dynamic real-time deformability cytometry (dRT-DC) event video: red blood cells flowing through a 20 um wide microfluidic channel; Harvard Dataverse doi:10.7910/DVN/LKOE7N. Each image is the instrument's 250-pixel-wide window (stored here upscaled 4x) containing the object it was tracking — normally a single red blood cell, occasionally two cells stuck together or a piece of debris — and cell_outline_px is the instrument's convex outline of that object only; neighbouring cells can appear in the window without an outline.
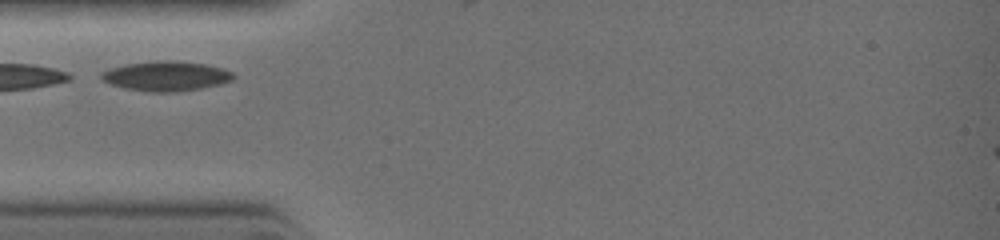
{"species": "common noctule bat (a hibernating species)", "species_latin": "Nyctalus noctula", "temperature_condition": "warm", "stored_images_in_passage": 18, "camera_frame_rate_fps": 3000, "um_per_image_px": 0.085, "animal": {"sex": "female", "body_mass_g": 19.0, "forearm_length_mm": 51.5}, "frame": {"image": 1, "passage_image": 1, "time_ms": 0.0, "image_size_px": [1000, 240], "cell_outline_px": [[236, 76], [232, 80], [200, 88], [168, 92], [152, 92], [128, 88], [112, 84], [104, 80], [100, 76], [100, 72], [112, 68], [128, 64], [156, 60], [168, 60], [204, 64], [224, 68], [232, 72]], "centroid_in_image_um": [14.13, 6.45], "position_along_channel_um": 70.9, "area_um2": 22.37}}
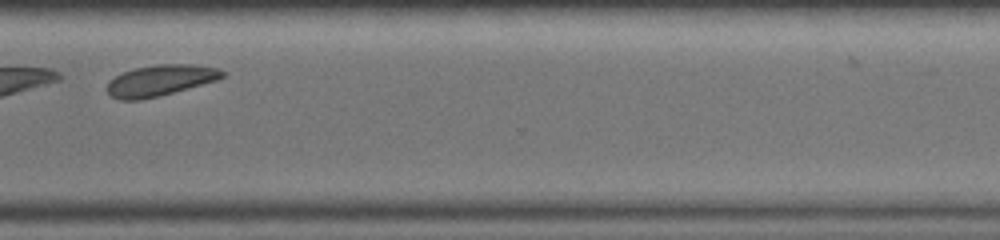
{"frame": {"image": 2, "passage_image": 16, "time_ms": 5.0, "image_size_px": [1000, 240], "cell_outline_px": [[224, 76], [216, 80], [172, 92], [156, 96], [136, 100], [120, 100], [112, 96], [108, 92], [108, 80], [124, 72], [136, 68], [156, 64], [192, 64], [220, 68], [224, 72]], "centroid_in_image_um": [13.62, 6.81], "position_along_channel_um": 357.0, "area_um2": 20.4}}